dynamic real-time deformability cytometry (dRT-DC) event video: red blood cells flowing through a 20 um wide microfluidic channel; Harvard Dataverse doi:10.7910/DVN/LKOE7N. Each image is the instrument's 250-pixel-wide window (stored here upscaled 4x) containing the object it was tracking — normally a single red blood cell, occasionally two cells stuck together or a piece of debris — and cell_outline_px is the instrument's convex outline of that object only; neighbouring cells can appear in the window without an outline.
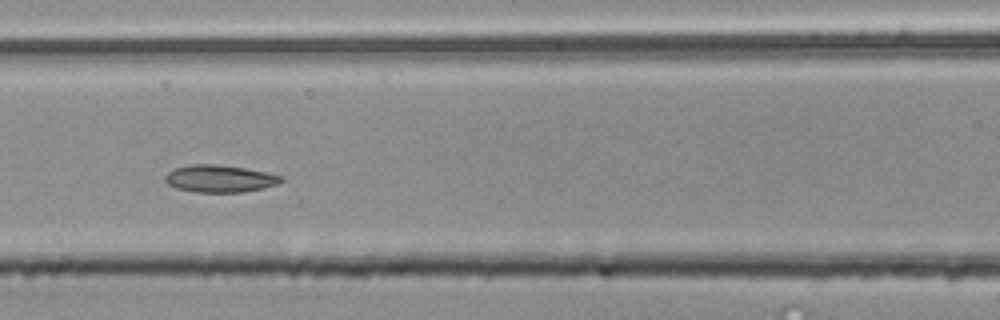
{"species": "common noctule bat (a hibernating species)", "species_latin": "Nyctalus noctula", "temperature_condition": "room temperature", "stored_images_in_passage": 12, "camera_frame_rate_fps": 3000, "um_per_image_px": 0.085, "animal": {"sex": "male", "body_mass_g": 20.4}, "frame": {"image": 1, "passage_image": 9, "time_ms": 2.667, "image_size_px": [1000, 320], "cell_outline_px": [[284, 180], [280, 184], [264, 188], [244, 192], [196, 192], [176, 188], [168, 184], [164, 180], [164, 176], [168, 172], [176, 168], [192, 164], [212, 164], [244, 168], [284, 176]], "centroid_in_image_um": [18.7, 15.19], "position_along_channel_um": 147.9, "area_um2": 18.44}}